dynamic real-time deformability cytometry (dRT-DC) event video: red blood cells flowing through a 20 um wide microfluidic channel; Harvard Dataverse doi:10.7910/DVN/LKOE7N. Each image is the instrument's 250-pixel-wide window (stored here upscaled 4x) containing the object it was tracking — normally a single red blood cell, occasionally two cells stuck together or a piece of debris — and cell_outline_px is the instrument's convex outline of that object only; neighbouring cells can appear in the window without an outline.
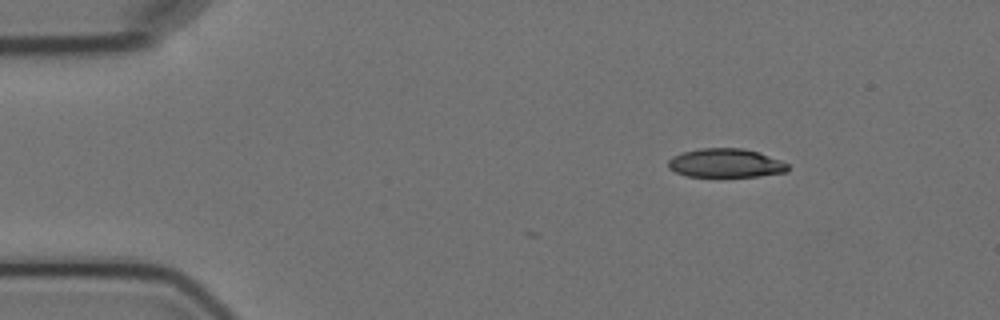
{"species": "Egyptian fruit bat (a non-hibernating species)", "species_latin": "Rousettus aegyptiacus", "temperature_condition": "cold", "stored_images_in_passage": 6, "camera_frame_rate_fps": 3000, "um_per_image_px": 0.085, "animal": {"sex": "female"}, "frame": {"image": 1, "passage_image": 2, "time_ms": 1.0, "image_size_px": [1000, 320], "cell_outline_px": [[788, 172], [756, 176], [688, 176], [676, 172], [668, 168], [668, 160], [672, 156], [684, 152], [700, 148], [744, 148], [780, 160], [788, 164]], "centroid_in_image_um": [61.66, 13.86], "position_along_channel_um": 23.3, "area_um2": 19.88}}
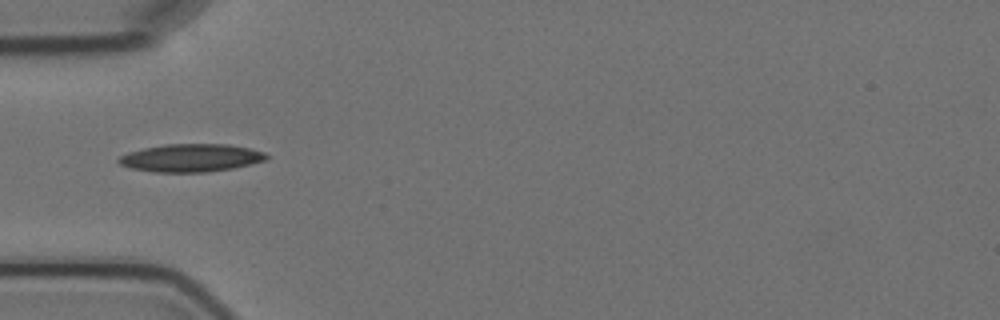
{"frame": {"image": 2, "passage_image": 5, "time_ms": 4.333, "image_size_px": [1000, 320], "cell_outline_px": [[268, 160], [252, 164], [232, 168], [208, 172], [156, 172], [132, 168], [120, 164], [116, 160], [120, 156], [128, 152], [144, 148], [164, 144], [228, 144], [248, 148], [264, 152], [268, 156]], "centroid_in_image_um": [16.25, 13.42], "position_along_channel_um": 68.8, "area_um2": 23.99}}
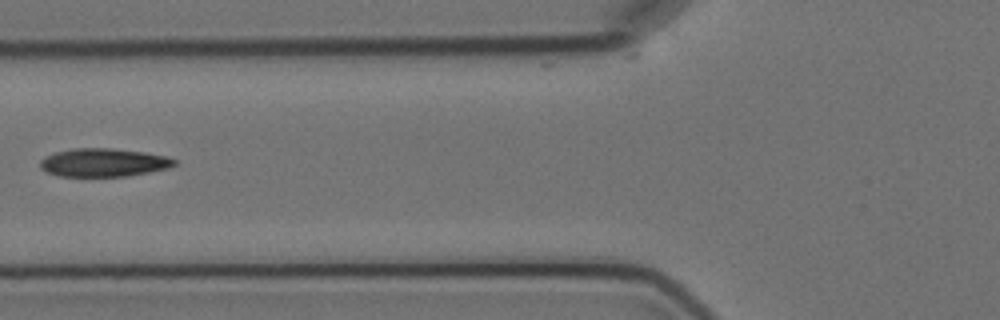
{"frame": {"image": 3, "passage_image": 6, "time_ms": 5.667, "image_size_px": [1000, 320], "cell_outline_px": [[176, 164], [168, 168], [148, 172], [124, 176], [60, 176], [48, 172], [40, 168], [40, 160], [44, 156], [56, 152], [72, 148], [112, 148], [144, 152], [168, 156], [176, 160]], "centroid_in_image_um": [8.79, 13.8], "position_along_channel_um": 117.0, "area_um2": 22.08}}